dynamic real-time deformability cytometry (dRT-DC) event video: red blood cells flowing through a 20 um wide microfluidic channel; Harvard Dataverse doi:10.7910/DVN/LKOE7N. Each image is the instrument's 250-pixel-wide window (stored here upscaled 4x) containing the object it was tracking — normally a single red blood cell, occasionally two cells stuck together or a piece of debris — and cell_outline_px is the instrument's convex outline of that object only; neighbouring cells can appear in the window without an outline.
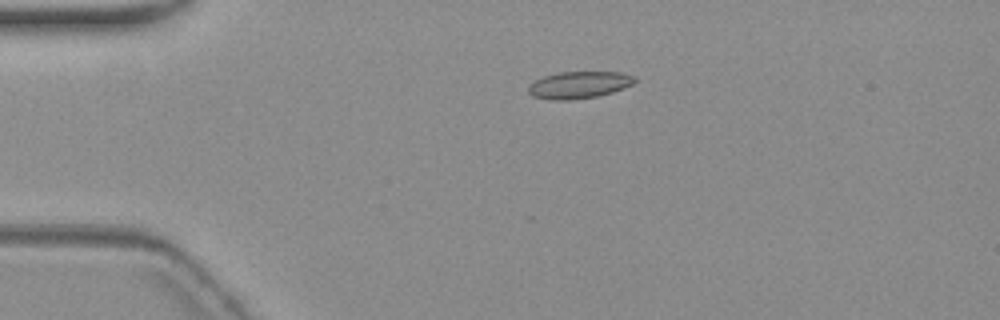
{"species": "common noctule bat (a hibernating species)", "species_latin": "Nyctalus noctula", "temperature_condition": "warm", "stored_images_in_passage": 4, "camera_frame_rate_fps": 3000, "um_per_image_px": 0.085, "animal": {"sex": "female", "body_mass_g": 19.3, "forearm_length_mm": 54.1}, "frame": {"image": 1, "passage_image": 3, "time_ms": 2.333, "image_size_px": [1000, 320], "cell_outline_px": [[636, 80], [632, 84], [612, 92], [596, 96], [568, 100], [548, 100], [532, 96], [528, 92], [528, 84], [544, 76], [560, 72], [620, 72], [632, 76]], "centroid_in_image_um": [49.15, 7.22], "position_along_channel_um": 35.9, "area_um2": 16.59}}